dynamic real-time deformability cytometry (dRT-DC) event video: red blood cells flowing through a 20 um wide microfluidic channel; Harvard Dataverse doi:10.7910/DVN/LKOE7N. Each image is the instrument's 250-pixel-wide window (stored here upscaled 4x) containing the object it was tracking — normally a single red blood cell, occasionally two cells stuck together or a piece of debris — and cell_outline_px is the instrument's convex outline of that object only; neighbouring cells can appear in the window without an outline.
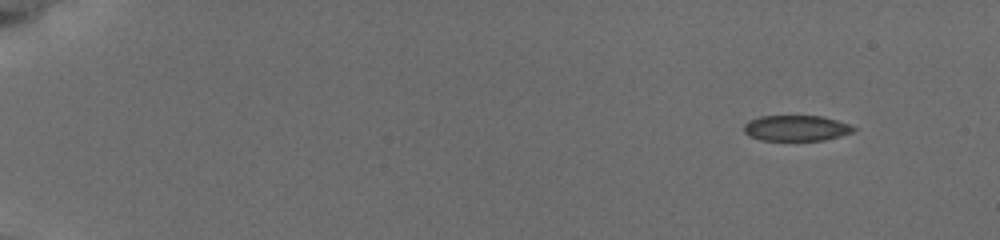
{"species": "common noctule bat (a hibernating species)", "species_latin": "Nyctalus noctula", "temperature_condition": "cold", "stored_images_in_passage": 22, "camera_frame_rate_fps": 3000, "um_per_image_px": 0.085, "animal": {"sex": "female", "body_mass_g": 19.5, "forearm_length_mm": 54.1}, "frame": {"image": 1, "passage_image": 1, "time_ms": 0.0, "image_size_px": [1000, 240], "cell_outline_px": [[856, 128], [852, 132], [840, 136], [824, 140], [760, 140], [748, 136], [744, 132], [744, 124], [748, 120], [760, 116], [820, 116], [836, 120], [848, 124]], "centroid_in_image_um": [67.63, 10.89], "position_along_channel_um": 17.4, "area_um2": 16.36}}
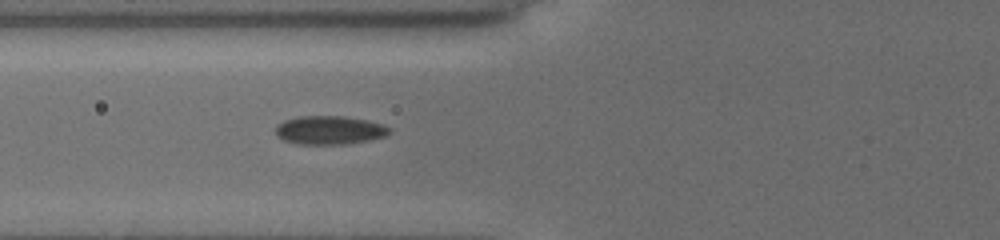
{"frame": {"image": 2, "passage_image": 17, "time_ms": 6.0, "image_size_px": [1000, 240], "cell_outline_px": [[392, 132], [384, 136], [368, 140], [344, 144], [300, 144], [284, 140], [276, 136], [276, 124], [284, 120], [296, 116], [344, 116], [384, 124], [392, 128]], "centroid_in_image_um": [28.0, 11.05], "position_along_channel_um": 97.8, "area_um2": 19.02}}
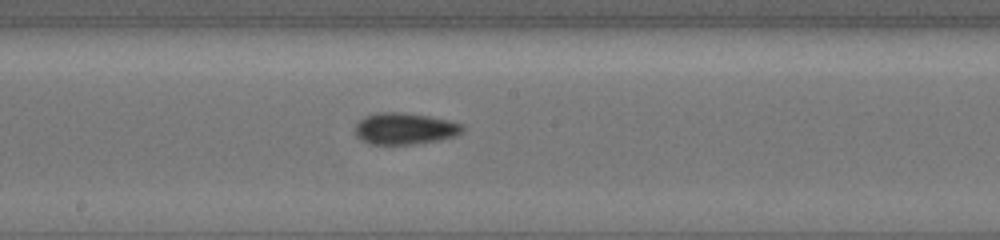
{"frame": {"image": 3, "passage_image": 22, "time_ms": 9.0, "image_size_px": [1000, 240], "cell_outline_px": [[464, 128], [456, 136], [440, 140], [412, 144], [368, 144], [356, 136], [356, 124], [364, 116], [376, 112], [404, 112], [428, 116], [448, 120], [464, 124]], "centroid_in_image_um": [34.4, 10.93], "position_along_channel_um": 213.8, "area_um2": 19.83}}